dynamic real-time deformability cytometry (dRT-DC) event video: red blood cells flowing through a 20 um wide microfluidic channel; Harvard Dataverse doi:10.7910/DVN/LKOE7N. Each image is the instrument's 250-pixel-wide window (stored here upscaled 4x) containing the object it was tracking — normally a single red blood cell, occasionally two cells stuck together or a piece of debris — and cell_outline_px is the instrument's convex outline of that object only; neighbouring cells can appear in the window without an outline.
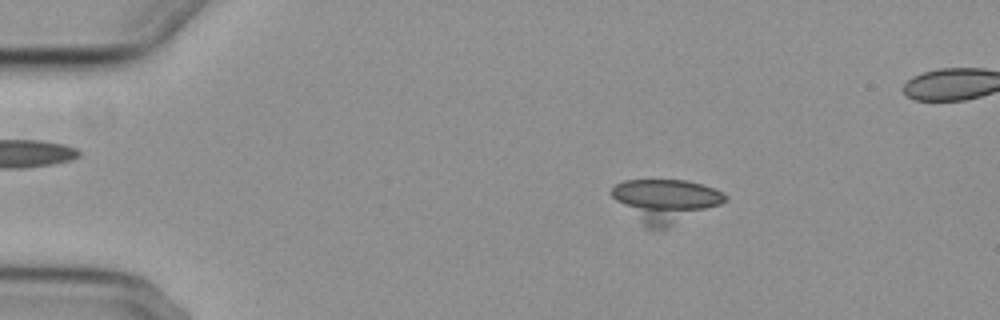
{"species": "common noctule bat (a hibernating species)", "species_latin": "Nyctalus noctula", "temperature_condition": "cold", "stored_images_in_passage": 8, "camera_frame_rate_fps": 3000, "um_per_image_px": 0.085, "animal": {"sex": "female", "body_mass_g": 29.2, "forearm_length_mm": 56.3}, "frame": {"image": 1, "passage_image": 2, "time_ms": 1.333, "image_size_px": [1000, 320], "cell_outline_px": [[728, 200], [720, 204], [668, 228], [648, 228], [616, 200], [612, 196], [612, 188], [616, 184], [624, 180], [688, 180], [704, 184], [716, 188], [724, 192], [728, 196]], "centroid_in_image_um": [56.64, 17.03], "position_along_channel_um": 28.4, "area_um2": 28.09}}